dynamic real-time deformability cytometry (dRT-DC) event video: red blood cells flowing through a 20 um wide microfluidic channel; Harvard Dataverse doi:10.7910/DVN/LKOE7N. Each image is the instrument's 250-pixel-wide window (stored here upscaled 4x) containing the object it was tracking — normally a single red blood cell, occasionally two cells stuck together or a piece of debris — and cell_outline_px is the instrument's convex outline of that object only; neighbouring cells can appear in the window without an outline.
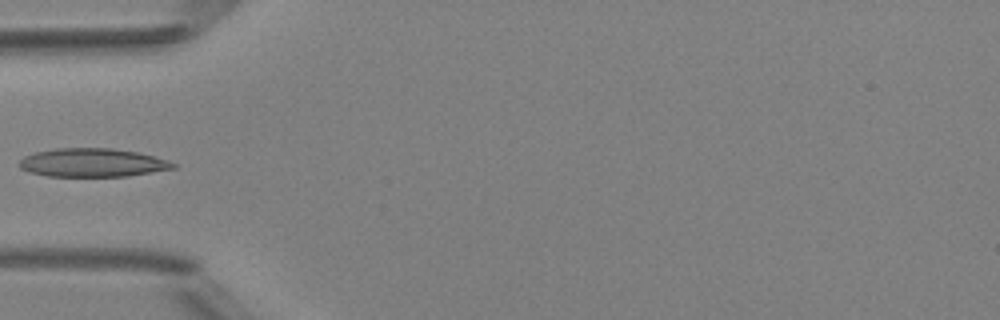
{"species": "Egyptian fruit bat (a non-hibernating species)", "species_latin": "Rousettus aegyptiacus", "temperature_condition": "room temperature", "stored_images_in_passage": 5, "camera_frame_rate_fps": 3000, "um_per_image_px": 0.085, "animal": {"sex": "female"}, "frame": {"image": 1, "passage_image": 4, "time_ms": 3.667, "image_size_px": [1000, 320], "cell_outline_px": [[176, 168], [128, 176], [48, 176], [28, 172], [20, 168], [20, 160], [24, 156], [36, 152], [56, 148], [112, 148], [136, 152], [156, 156], [168, 160], [176, 164]], "centroid_in_image_um": [7.87, 13.82], "position_along_channel_um": 77.1, "area_um2": 25.55}}
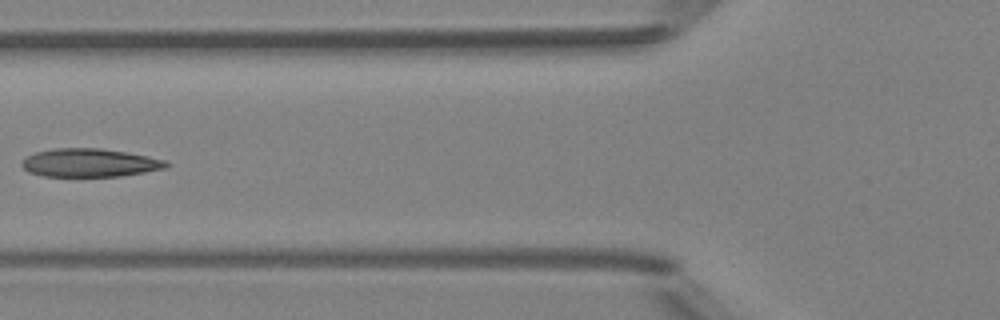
{"frame": {"image": 2, "passage_image": 5, "time_ms": 4.667, "image_size_px": [1000, 320], "cell_outline_px": [[168, 168], [120, 176], [44, 176], [28, 172], [20, 164], [28, 156], [36, 152], [52, 148], [100, 148], [128, 152], [168, 160]], "centroid_in_image_um": [7.66, 13.83], "position_along_channel_um": 118.1, "area_um2": 23.87}}